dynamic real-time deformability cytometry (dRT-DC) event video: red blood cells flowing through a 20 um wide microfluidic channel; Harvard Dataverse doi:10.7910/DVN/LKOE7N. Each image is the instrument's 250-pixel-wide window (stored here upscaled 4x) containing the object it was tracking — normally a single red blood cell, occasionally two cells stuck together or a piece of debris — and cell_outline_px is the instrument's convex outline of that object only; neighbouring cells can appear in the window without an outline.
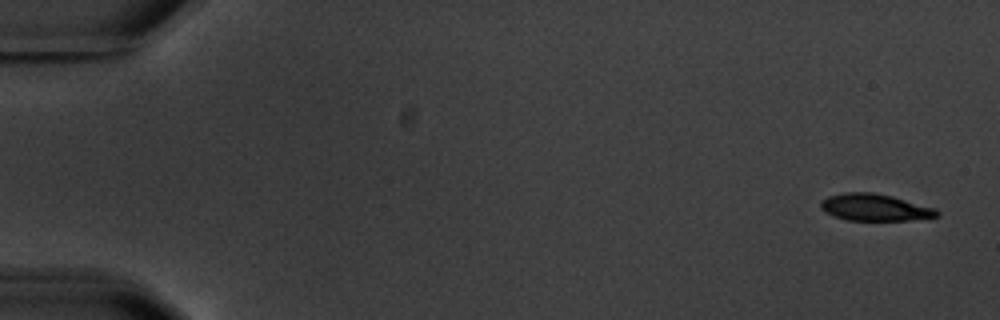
{"species": "common noctule bat (a hibernating species)", "species_latin": "Nyctalus noctula", "temperature_condition": "warm", "stored_images_in_passage": 9, "camera_frame_rate_fps": 3000, "um_per_image_px": 0.085, "animal": {"sex": "male", "body_mass_g": 20.1, "forearm_length_mm": 53.5}, "frame": {"image": 1, "passage_image": 1, "time_ms": 0.0, "image_size_px": [1000, 320], "cell_outline_px": [[940, 216], [908, 220], [848, 220], [824, 212], [820, 208], [820, 204], [828, 196], [844, 192], [872, 192], [892, 196], [936, 208], [940, 212]], "centroid_in_image_um": [74.38, 17.62], "position_along_channel_um": 10.6, "area_um2": 18.15}}
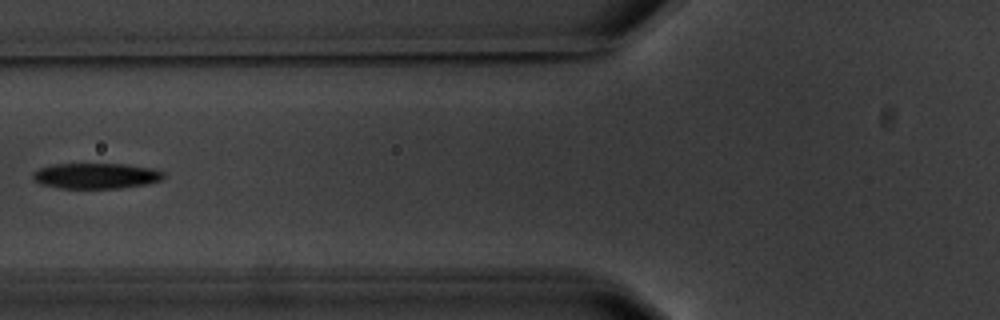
{"frame": {"image": 2, "passage_image": 6, "time_ms": 7.0, "image_size_px": [1000, 320], "cell_outline_px": [[164, 176], [160, 180], [144, 184], [120, 188], [60, 188], [44, 184], [32, 180], [32, 172], [40, 168], [52, 164], [124, 164], [156, 168], [164, 172]], "centroid_in_image_um": [8.16, 14.93], "position_along_channel_um": 117.6, "area_um2": 19.48}}